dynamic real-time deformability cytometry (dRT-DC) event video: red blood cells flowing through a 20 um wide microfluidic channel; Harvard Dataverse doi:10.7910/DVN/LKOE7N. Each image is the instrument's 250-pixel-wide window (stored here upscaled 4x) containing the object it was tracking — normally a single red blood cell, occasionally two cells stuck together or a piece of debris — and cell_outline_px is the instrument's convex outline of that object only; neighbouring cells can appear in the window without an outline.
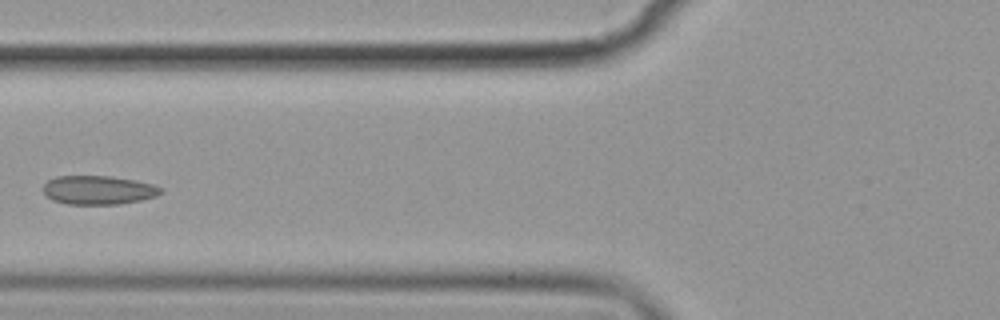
{"species": "common noctule bat (a hibernating species)", "species_latin": "Nyctalus noctula", "temperature_condition": "cold", "stored_images_in_passage": 5, "camera_frame_rate_fps": 3000, "um_per_image_px": 0.085, "animal": {"sex": "female", "body_mass_g": 19.9}, "frame": {"image": 1, "passage_image": 5, "time_ms": 4.667, "image_size_px": [1000, 320], "cell_outline_px": [[164, 192], [156, 196], [140, 200], [120, 204], [68, 204], [52, 200], [44, 196], [44, 184], [48, 180], [56, 176], [112, 176], [136, 180], [152, 184], [164, 188]], "centroid_in_image_um": [8.37, 16.15], "position_along_channel_um": 117.4, "area_um2": 19.94}}